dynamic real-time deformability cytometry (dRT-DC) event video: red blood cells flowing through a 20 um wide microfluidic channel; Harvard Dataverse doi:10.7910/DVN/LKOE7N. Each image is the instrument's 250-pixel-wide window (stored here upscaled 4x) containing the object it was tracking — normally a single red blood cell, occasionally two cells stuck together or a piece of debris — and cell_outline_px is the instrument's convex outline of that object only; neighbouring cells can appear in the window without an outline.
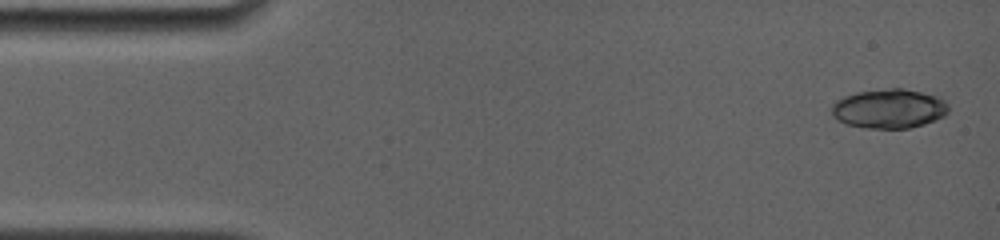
{"species": "common noctule bat (a hibernating species)", "species_latin": "Nyctalus noctula", "temperature_condition": "room temperature", "stored_images_in_passage": 7, "camera_frame_rate_fps": 4000, "um_per_image_px": 0.085, "animal": {"sex": "female", "body_mass_g": 19.0, "forearm_length_mm": 56.7}, "frame": {"image": 1, "passage_image": 1, "time_ms": 0.0, "image_size_px": [1000, 240], "cell_outline_px": [[948, 112], [944, 116], [924, 124], [908, 128], [868, 128], [848, 124], [836, 120], [832, 116], [832, 104], [836, 100], [844, 96], [856, 92], [888, 88], [904, 88], [936, 96], [944, 100], [948, 104]], "centroid_in_image_um": [75.55, 9.23], "position_along_channel_um": 9.4, "area_um2": 26.76}}
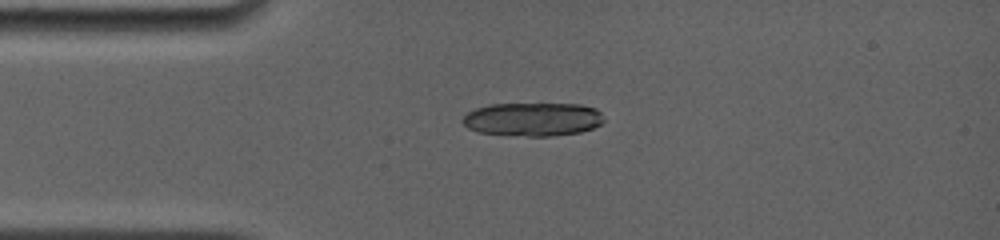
{"frame": {"image": 2, "passage_image": 6, "time_ms": 3.25, "image_size_px": [1000, 240], "cell_outline_px": [[604, 120], [600, 124], [592, 128], [580, 132], [552, 136], [528, 136], [480, 132], [468, 128], [460, 120], [468, 112], [476, 108], [488, 104], [580, 104], [596, 108], [600, 112]], "centroid_in_image_um": [45.29, 10.13], "position_along_channel_um": 39.7, "area_um2": 27.51}}